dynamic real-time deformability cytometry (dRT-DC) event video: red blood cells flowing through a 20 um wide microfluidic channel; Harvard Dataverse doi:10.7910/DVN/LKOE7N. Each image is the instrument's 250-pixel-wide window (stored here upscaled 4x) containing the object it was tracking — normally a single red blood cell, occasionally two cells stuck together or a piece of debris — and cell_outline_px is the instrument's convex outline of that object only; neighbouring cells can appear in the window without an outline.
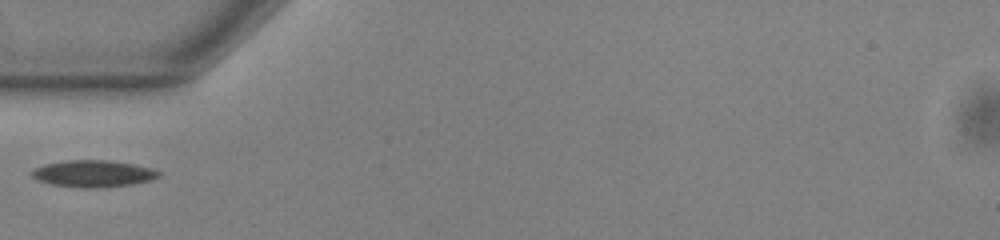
{"species": "common noctule bat (a hibernating species)", "species_latin": "Nyctalus noctula", "temperature_condition": "warm", "stored_images_in_passage": 37, "camera_frame_rate_fps": 3000, "um_per_image_px": 0.085, "animal": {"sex": "male", "body_mass_g": 13.0, "forearm_length_mm": 53.1}, "frame": {"image": 1, "passage_image": 1, "time_ms": 0.0, "image_size_px": [1000, 240], "cell_outline_px": [[160, 176], [152, 180], [132, 184], [96, 188], [84, 188], [52, 184], [40, 180], [32, 176], [32, 168], [44, 164], [68, 160], [112, 160], [152, 168], [160, 172]], "centroid_in_image_um": [7.95, 14.75], "position_along_channel_um": 77.1, "area_um2": 19.77}}
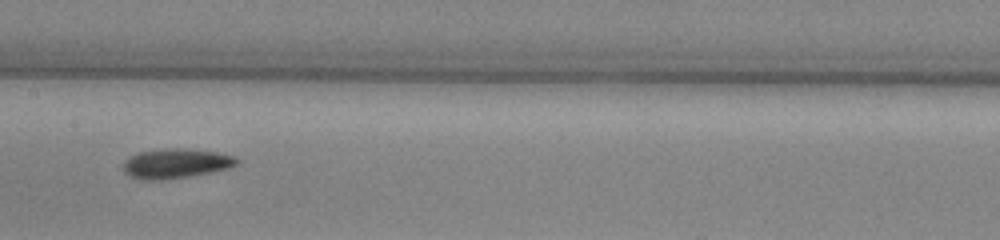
{"frame": {"image": 2, "passage_image": 10, "time_ms": 3.0, "image_size_px": [1000, 240], "cell_outline_px": [[240, 160], [236, 164], [228, 168], [188, 176], [160, 180], [140, 180], [124, 172], [124, 164], [136, 152], [164, 148], [180, 148], [216, 152], [236, 156]], "centroid_in_image_um": [14.95, 13.88], "position_along_channel_um": 192.4, "area_um2": 19.36}}
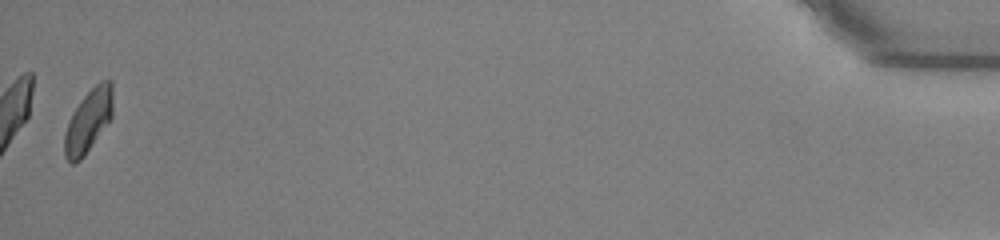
{"frame": {"image": 3, "passage_image": 36, "time_ms": 11.667, "image_size_px": [1000, 240], "cell_outline_px": [[112, 116], [84, 156], [76, 164], [72, 164], [64, 156], [64, 132], [72, 112], [84, 96], [100, 80], [112, 80]], "centroid_in_image_um": [7.49, 10.28], "position_along_channel_um": 427.7, "area_um2": 17.57}}